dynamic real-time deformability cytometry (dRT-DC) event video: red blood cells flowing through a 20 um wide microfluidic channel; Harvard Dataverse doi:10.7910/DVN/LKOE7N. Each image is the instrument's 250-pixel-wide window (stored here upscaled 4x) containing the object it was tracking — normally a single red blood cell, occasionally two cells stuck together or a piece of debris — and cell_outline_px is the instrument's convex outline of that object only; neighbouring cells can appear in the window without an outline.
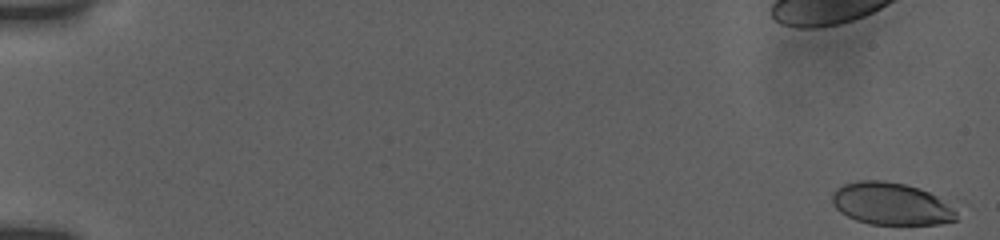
{"species": "human", "species_latin": "Homo sapiens", "temperature_condition": "room temperature", "stored_images_in_passage": 67, "camera_frame_rate_fps": 3000, "um_per_image_px": 0.085, "donor": {"sex": "female"}, "frame": {"image": 1, "passage_image": 1, "time_ms": 0.0, "image_size_px": [1000, 240], "cell_outline_px": [[956, 220], [940, 224], [868, 224], [856, 220], [840, 212], [832, 204], [832, 192], [836, 188], [844, 184], [856, 180], [880, 180], [904, 184], [920, 188], [956, 204]], "centroid_in_image_um": [75.79, 17.32], "position_along_channel_um": 9.2, "area_um2": 31.15}}
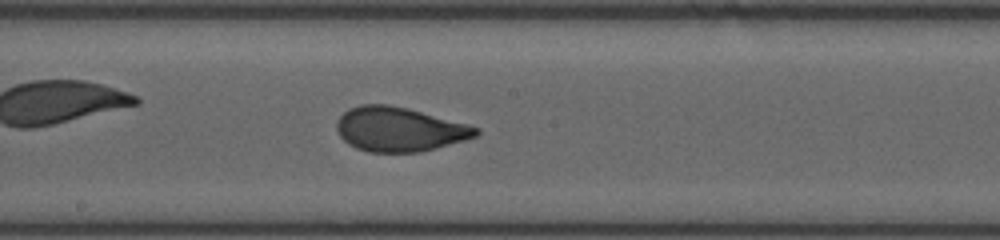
{"frame": {"image": 2, "passage_image": 38, "time_ms": 10.333, "image_size_px": [1000, 240], "cell_outline_px": [[480, 132], [476, 136], [464, 140], [436, 148], [420, 152], [368, 152], [356, 148], [348, 144], [336, 132], [336, 124], [340, 116], [348, 108], [360, 104], [388, 104], [408, 108], [468, 124], [480, 128]], "centroid_in_image_um": [33.92, 10.98], "position_along_channel_um": 214.3, "area_um2": 36.13}}
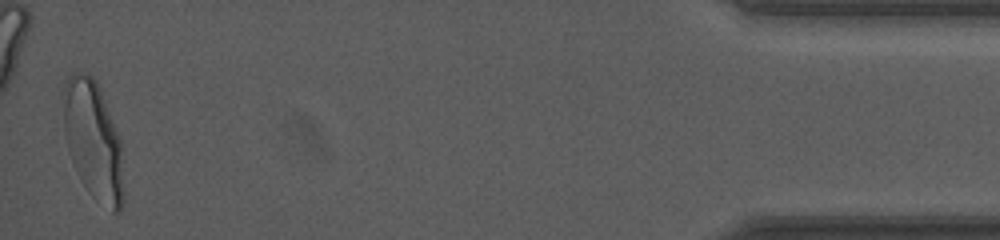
{"frame": {"image": 3, "passage_image": 67, "time_ms": 18.0, "image_size_px": [1000, 240], "cell_outline_px": [[124, 204], [120, 212], [112, 212], [92, 196], [88, 192], [80, 180], [72, 160], [68, 148], [64, 132], [64, 84], [68, 76], [72, 72], [80, 72], [92, 76], [96, 80], [100, 88], [120, 136], [124, 192]], "centroid_in_image_um": [7.95, 11.95], "position_along_channel_um": 427.2, "area_um2": 41.79}, "authors_computed_cell_mechanics": {"area_um2": 34.8534, "velocity_mm_per_s": 3.7862, "shape_relaxation_time_tau1_ms": 5.0736, "shape_relaxation_time_tau2_ms": null, "deformation_change_tau1": 0.1765, "deformation_change_tau2": null}}